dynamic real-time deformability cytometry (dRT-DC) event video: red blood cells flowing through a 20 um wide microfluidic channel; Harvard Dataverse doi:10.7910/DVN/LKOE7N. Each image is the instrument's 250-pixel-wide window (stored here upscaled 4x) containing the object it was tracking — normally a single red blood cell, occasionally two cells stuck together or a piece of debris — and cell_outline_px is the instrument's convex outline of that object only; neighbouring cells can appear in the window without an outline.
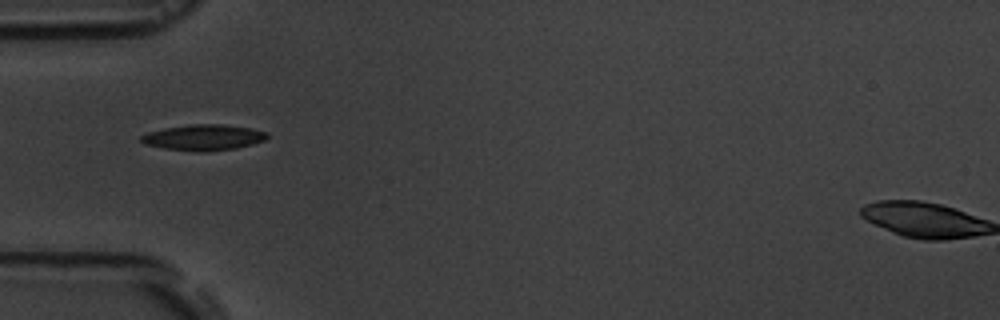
{"species": "common noctule bat (a hibernating species)", "species_latin": "Nyctalus noctula", "temperature_condition": "room temperature", "stored_images_in_passage": 6, "camera_frame_rate_fps": 3000, "um_per_image_px": 0.085, "animal": {"sex": "male", "body_mass_g": 19.5, "forearm_length_mm": 54.6}, "frame": {"image": 1, "passage_image": 2, "time_ms": 1.333, "image_size_px": [1000, 320], "cell_outline_px": [[268, 136], [264, 140], [252, 144], [236, 148], [204, 152], [196, 152], [164, 148], [144, 144], [140, 140], [140, 136], [148, 132], [164, 128], [192, 124], [224, 124], [252, 128], [268, 132]], "centroid_in_image_um": [17.3, 11.68], "position_along_channel_um": 67.7, "area_um2": 19.07}}
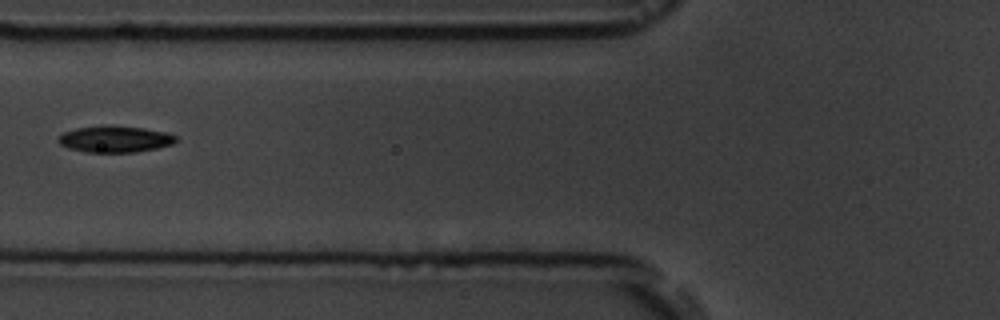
{"frame": {"image": 2, "passage_image": 3, "time_ms": 2.667, "image_size_px": [1000, 320], "cell_outline_px": [[176, 140], [172, 144], [156, 148], [136, 152], [88, 152], [68, 148], [60, 144], [56, 140], [64, 132], [76, 128], [104, 124], [108, 124], [144, 128], [168, 132], [176, 136]], "centroid_in_image_um": [9.76, 11.8], "position_along_channel_um": 116.0, "area_um2": 18.32}}
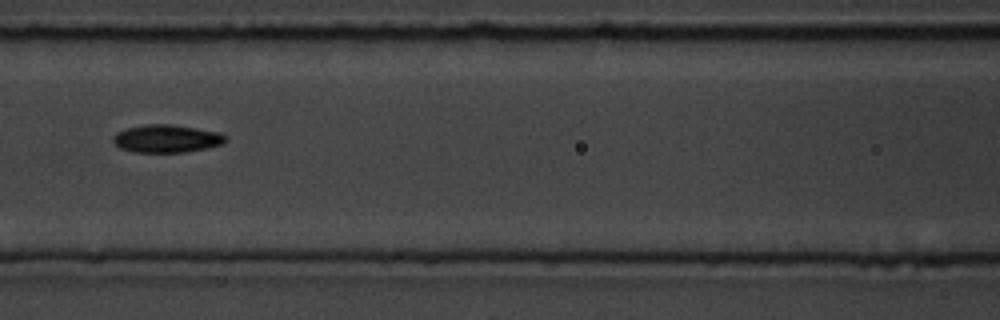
{"frame": {"image": 3, "passage_image": 4, "time_ms": 3.667, "image_size_px": [1000, 320], "cell_outline_px": [[228, 140], [224, 144], [184, 152], [132, 152], [120, 148], [112, 140], [112, 136], [116, 132], [124, 128], [144, 124], [172, 124], [220, 132], [228, 136]], "centroid_in_image_um": [14.16, 11.77], "position_along_channel_um": 152.4, "area_um2": 18.5}}